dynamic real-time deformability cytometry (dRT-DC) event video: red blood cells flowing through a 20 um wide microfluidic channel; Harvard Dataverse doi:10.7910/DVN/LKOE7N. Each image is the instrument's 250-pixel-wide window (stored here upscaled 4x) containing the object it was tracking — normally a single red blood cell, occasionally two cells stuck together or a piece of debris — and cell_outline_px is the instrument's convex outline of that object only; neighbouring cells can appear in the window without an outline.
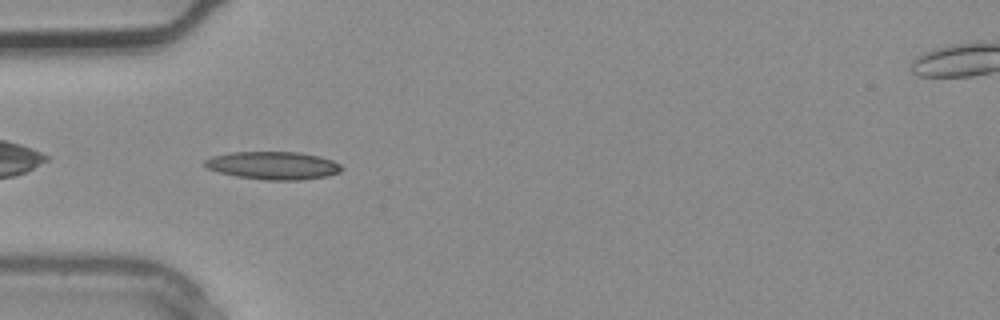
{"species": "common noctule bat (a hibernating species)", "species_latin": "Nyctalus noctula", "temperature_condition": "warm", "stored_images_in_passage": 3, "camera_frame_rate_fps": 3000, "um_per_image_px": 0.085, "animal": {"sex": "male", "body_mass_g": 20.4}, "frame": {"image": 1, "passage_image": 3, "time_ms": 0.667, "image_size_px": [1000, 320], "cell_outline_px": [[344, 168], [340, 172], [328, 176], [300, 180], [268, 180], [236, 176], [220, 172], [208, 168], [204, 164], [204, 160], [212, 156], [232, 152], [300, 152], [320, 156], [332, 160], [340, 164]], "centroid_in_image_um": [23.26, 14.06], "position_along_channel_um": 61.7, "area_um2": 22.25}}